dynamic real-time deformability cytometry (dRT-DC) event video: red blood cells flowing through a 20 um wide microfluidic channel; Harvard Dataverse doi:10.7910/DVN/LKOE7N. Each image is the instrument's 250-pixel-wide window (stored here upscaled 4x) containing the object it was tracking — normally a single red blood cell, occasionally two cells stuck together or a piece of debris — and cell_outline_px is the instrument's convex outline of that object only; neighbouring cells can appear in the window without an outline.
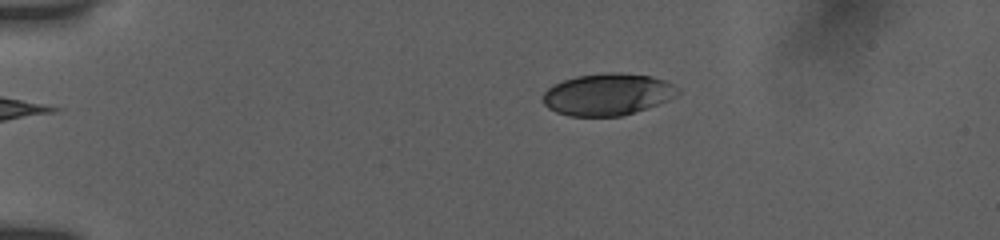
{"species": "human", "species_latin": "Homo sapiens", "temperature_condition": "room temperature", "stored_images_in_passage": 5, "camera_frame_rate_fps": 3000, "um_per_image_px": 0.085, "donor": {"sex": "female"}, "frame": {"image": 1, "passage_image": 1, "time_ms": 0.0, "image_size_px": [1000, 240], "cell_outline_px": [[680, 92], [676, 96], [668, 100], [620, 116], [568, 116], [556, 112], [548, 108], [544, 104], [544, 92], [552, 84], [576, 76], [604, 72], [620, 72], [652, 76], [664, 80], [680, 88]], "centroid_in_image_um": [51.63, 8.0], "position_along_channel_um": 33.4, "area_um2": 32.89}}
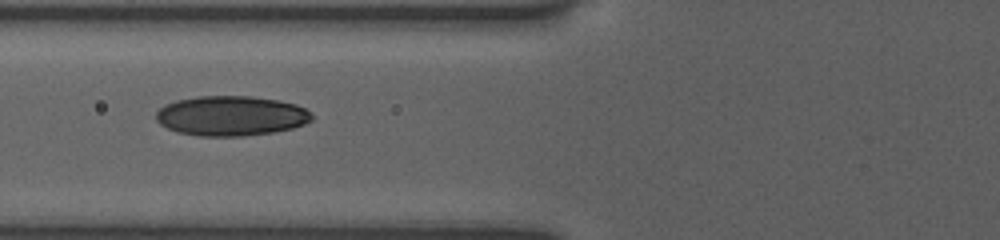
{"frame": {"image": 2, "passage_image": 4, "time_ms": 3.667, "image_size_px": [1000, 240], "cell_outline_px": [[312, 120], [304, 124], [292, 128], [272, 132], [244, 136], [200, 136], [176, 132], [160, 124], [156, 120], [156, 112], [164, 104], [176, 100], [196, 96], [252, 96], [280, 100], [296, 104], [304, 108], [312, 116]], "centroid_in_image_um": [19.61, 9.84], "position_along_channel_um": 106.2, "area_um2": 36.36}}
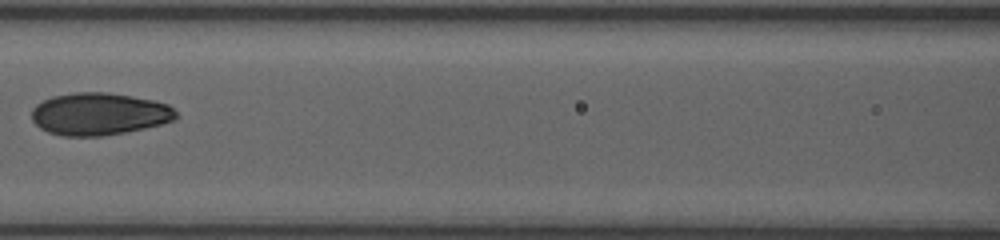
{"frame": {"image": 3, "passage_image": 5, "time_ms": 5.0, "image_size_px": [1000, 240], "cell_outline_px": [[176, 120], [144, 128], [124, 132], [100, 136], [60, 136], [48, 132], [40, 128], [32, 120], [32, 108], [36, 104], [52, 96], [76, 92], [108, 92], [132, 96], [152, 100], [168, 104], [176, 112]], "centroid_in_image_um": [8.4, 9.68], "position_along_channel_um": 158.2, "area_um2": 35.6}}